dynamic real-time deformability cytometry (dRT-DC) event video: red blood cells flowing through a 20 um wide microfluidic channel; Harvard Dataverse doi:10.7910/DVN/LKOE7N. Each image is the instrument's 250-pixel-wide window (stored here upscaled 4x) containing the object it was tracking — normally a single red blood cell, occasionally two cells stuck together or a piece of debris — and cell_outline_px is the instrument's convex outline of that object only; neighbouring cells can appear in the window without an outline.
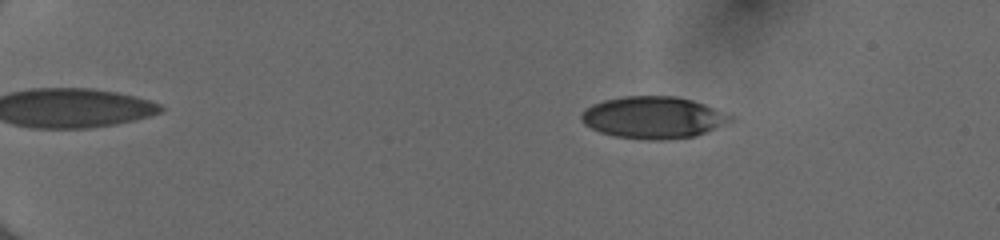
{"species": "human", "species_latin": "Homo sapiens", "temperature_condition": "cold", "stored_images_in_passage": 54, "camera_frame_rate_fps": 3000, "um_per_image_px": 0.085, "donor": {"sex": "female"}, "frame": {"image": 1, "passage_image": 11, "time_ms": 3.333, "image_size_px": [1000, 240], "cell_outline_px": [[736, 116], [732, 120], [724, 124], [696, 136], [660, 140], [648, 140], [616, 136], [600, 132], [584, 124], [580, 120], [580, 116], [584, 108], [592, 104], [604, 100], [624, 96], [676, 96], [692, 100], [704, 104]], "centroid_in_image_um": [55.51, 9.98], "position_along_channel_um": 29.5, "area_um2": 36.47}}
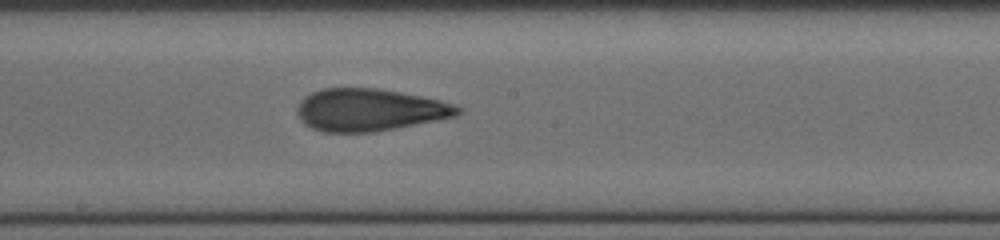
{"frame": {"image": 2, "passage_image": 33, "time_ms": 10.667, "image_size_px": [1000, 240], "cell_outline_px": [[460, 112], [456, 116], [396, 128], [372, 132], [324, 132], [312, 128], [304, 124], [300, 120], [296, 112], [296, 108], [300, 100], [304, 96], [320, 88], [376, 88], [400, 92], [440, 100], [452, 104], [460, 108]], "centroid_in_image_um": [31.34, 9.34], "position_along_channel_um": 216.9, "area_um2": 39.54}}
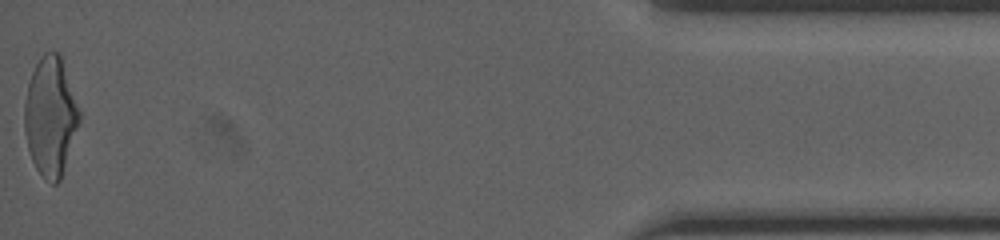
{"frame": {"image": 3, "passage_image": 54, "time_ms": 17.667, "image_size_px": [1000, 240], "cell_outline_px": [[80, 120], [60, 180], [56, 184], [52, 184], [44, 180], [36, 168], [32, 160], [28, 148], [24, 132], [24, 104], [28, 84], [32, 72], [36, 64], [44, 52], [60, 52], [80, 112]], "centroid_in_image_um": [4.28, 9.91], "position_along_channel_um": 430.9, "area_um2": 37.92}, "authors_computed_cell_mechanics": {"area_um2": 37.9457, "velocity_mm_per_s": 4.0586, "shape_relaxation_time_tau1_ms": 7.3087, "shape_relaxation_time_tau2_ms": 1.6211, "deformation_change_tau1": 0.2368, "deformation_change_tau2": 0.1112}}